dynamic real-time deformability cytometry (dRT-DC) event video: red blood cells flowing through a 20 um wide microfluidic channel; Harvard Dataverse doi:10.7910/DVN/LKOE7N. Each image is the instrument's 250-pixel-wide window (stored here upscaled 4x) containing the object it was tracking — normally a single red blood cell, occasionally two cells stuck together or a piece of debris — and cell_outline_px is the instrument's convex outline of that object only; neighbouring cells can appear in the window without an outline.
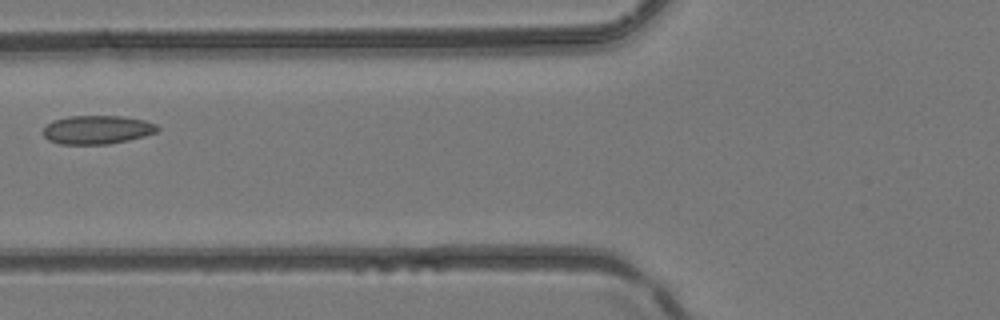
{"species": "common noctule bat (a hibernating species)", "species_latin": "Nyctalus noctula", "temperature_condition": "room temperature", "stored_images_in_passage": 7, "camera_frame_rate_fps": 3000, "um_per_image_px": 0.085, "animal": {"sex": "female", "body_mass_g": 24.6, "forearm_length_mm": 56.2}, "frame": {"image": 1, "passage_image": 7, "time_ms": 2.0, "image_size_px": [1000, 320], "cell_outline_px": [[160, 128], [156, 132], [144, 136], [128, 140], [108, 144], [60, 144], [48, 140], [44, 136], [44, 128], [52, 120], [68, 116], [124, 116], [144, 120], [156, 124]], "centroid_in_image_um": [8.26, 11.02], "position_along_channel_um": 117.5, "area_um2": 19.07}}